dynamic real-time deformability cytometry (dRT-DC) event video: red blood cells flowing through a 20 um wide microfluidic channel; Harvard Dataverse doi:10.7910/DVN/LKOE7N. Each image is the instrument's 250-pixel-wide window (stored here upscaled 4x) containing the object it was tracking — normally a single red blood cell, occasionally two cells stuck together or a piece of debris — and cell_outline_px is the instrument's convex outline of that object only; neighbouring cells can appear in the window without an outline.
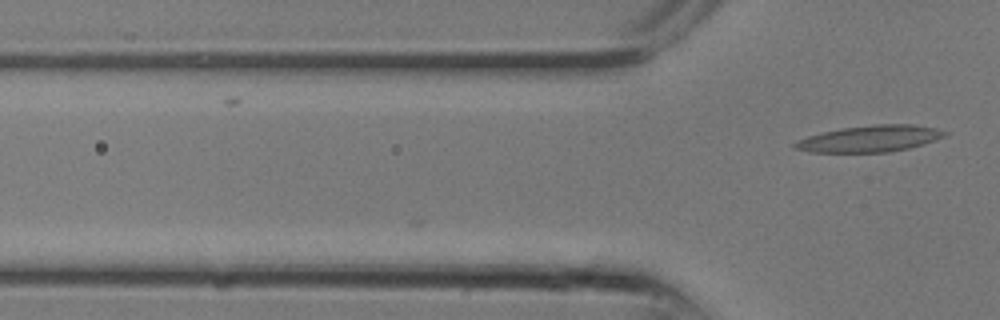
{"species": "common noctule bat (a hibernating species)", "species_latin": "Nyctalus noctula", "temperature_condition": "room temperature", "stored_images_in_passage": 7, "camera_frame_rate_fps": 3000, "um_per_image_px": 0.085, "animal": {"sex": "male", "body_mass_g": 13.3}, "frame": {"image": 1, "passage_image": 7, "time_ms": 2.0, "image_size_px": [1000, 320], "cell_outline_px": [[948, 132], [944, 136], [936, 140], [924, 144], [908, 148], [888, 152], [808, 152], [796, 148], [792, 144], [808, 136], [824, 132], [844, 128], [876, 124], [908, 124], [936, 128]], "centroid_in_image_um": [73.98, 11.79], "position_along_channel_um": 51.8, "area_um2": 22.77}}